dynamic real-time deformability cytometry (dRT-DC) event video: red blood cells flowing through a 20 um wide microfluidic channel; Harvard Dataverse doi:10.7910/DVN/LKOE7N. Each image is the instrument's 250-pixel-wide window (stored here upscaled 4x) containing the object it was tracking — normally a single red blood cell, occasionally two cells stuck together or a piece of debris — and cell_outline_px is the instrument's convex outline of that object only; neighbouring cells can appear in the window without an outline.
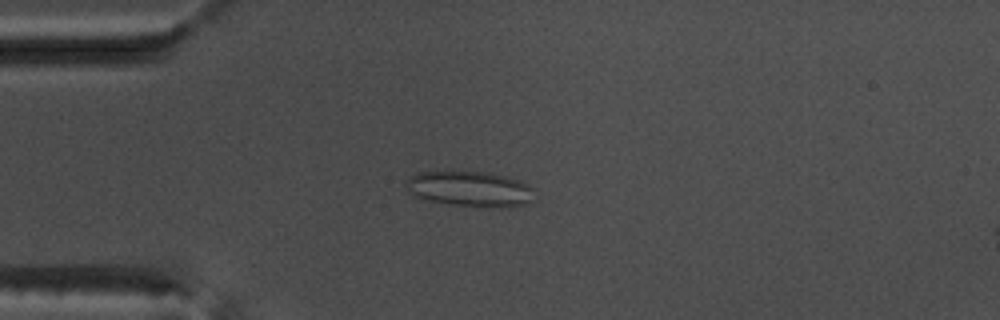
{"species": "common noctule bat (a hibernating species)", "species_latin": "Nyctalus noctula", "temperature_condition": "warm", "stored_images_in_passage": 49, "camera_frame_rate_fps": 3000, "um_per_image_px": 0.085, "animal": {"sex": "male", "body_mass_g": 17.5, "forearm_length_mm": 52.3}, "frame": {"image": 1, "passage_image": 10, "time_ms": 3.0, "image_size_px": [1000, 320], "cell_outline_px": [[532, 188], [528, 200], [524, 204], [492, 208], [452, 204], [432, 200], [416, 196], [404, 184], [408, 176], [416, 172], [488, 172], [504, 176], [516, 180]], "centroid_in_image_um": [39.86, 16.04], "position_along_channel_um": 45.1, "area_um2": 25.61}}
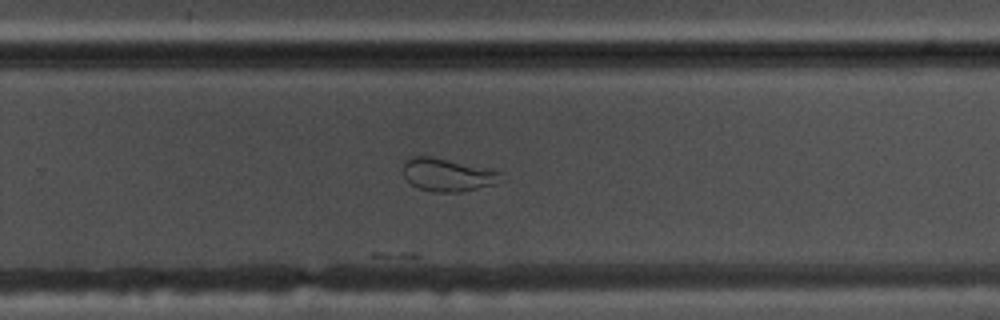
{"frame": {"image": 2, "passage_image": 31, "time_ms": 10.0, "image_size_px": [1000, 320], "cell_outline_px": [[504, 180], [496, 184], [460, 192], [436, 192], [420, 188], [412, 184], [404, 176], [404, 164], [412, 156], [432, 156], [500, 172]], "centroid_in_image_um": [38.06, 14.87], "position_along_channel_um": 291.7, "area_um2": 18.38}}
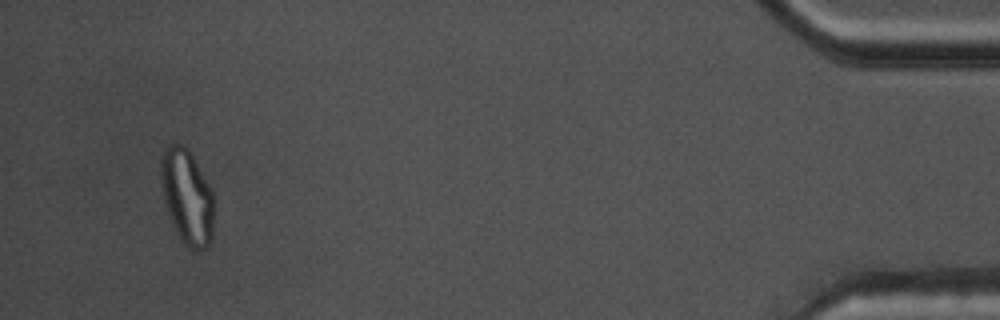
{"frame": {"image": 3, "passage_image": 47, "time_ms": 15.333, "image_size_px": [1000, 320], "cell_outline_px": [[212, 236], [208, 244], [204, 248], [196, 252], [188, 248], [184, 244], [168, 212], [164, 200], [160, 184], [160, 160], [164, 148], [168, 144], [184, 144], [188, 148], [208, 184], [212, 192]], "centroid_in_image_um": [15.86, 16.68], "position_along_channel_um": 419.3, "area_um2": 28.96}}